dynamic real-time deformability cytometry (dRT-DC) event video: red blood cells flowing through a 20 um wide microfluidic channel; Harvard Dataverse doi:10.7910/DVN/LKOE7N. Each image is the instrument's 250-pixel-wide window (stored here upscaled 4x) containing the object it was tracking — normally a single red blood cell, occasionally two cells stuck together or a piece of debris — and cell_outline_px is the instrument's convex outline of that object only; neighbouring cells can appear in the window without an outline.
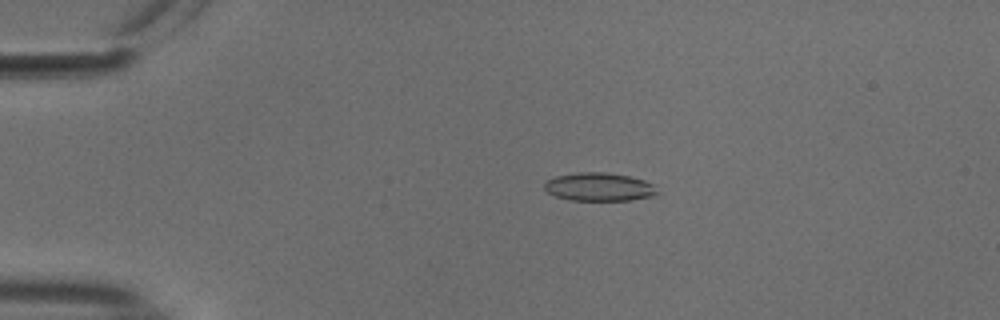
{"species": "common noctule bat (a hibernating species)", "species_latin": "Nyctalus noctula", "temperature_condition": "cold", "stored_images_in_passage": 51, "camera_frame_rate_fps": 3000, "um_per_image_px": 0.085, "animal": {"sex": "male", "body_mass_g": 18.8}, "frame": {"image": 1, "passage_image": 8, "time_ms": 2.333, "image_size_px": [1000, 320], "cell_outline_px": [[656, 192], [652, 196], [632, 200], [568, 200], [556, 196], [548, 192], [544, 188], [544, 184], [548, 180], [556, 176], [580, 172], [604, 172], [628, 176], [644, 180], [652, 184]], "centroid_in_image_um": [50.89, 15.89], "position_along_channel_um": 34.1, "area_um2": 18.32}}
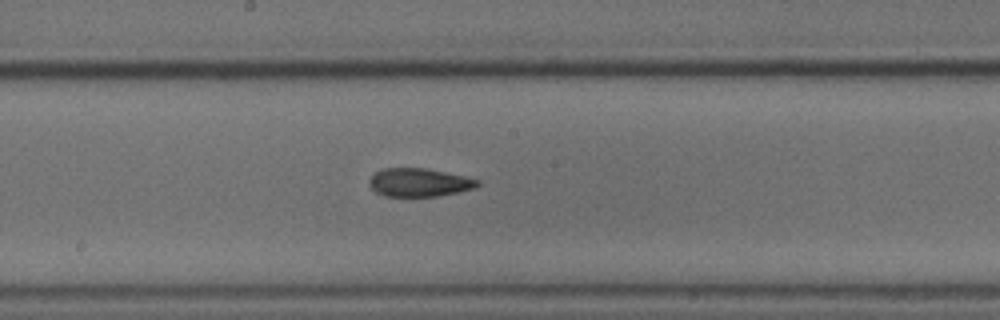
{"frame": {"image": 2, "passage_image": 26, "time_ms": 8.333, "image_size_px": [1000, 320], "cell_outline_px": [[480, 184], [476, 188], [436, 196], [384, 196], [376, 192], [368, 184], [368, 180], [376, 172], [384, 168], [428, 168], [464, 176], [480, 180]], "centroid_in_image_um": [35.63, 15.5], "position_along_channel_um": 212.6, "area_um2": 17.86}}
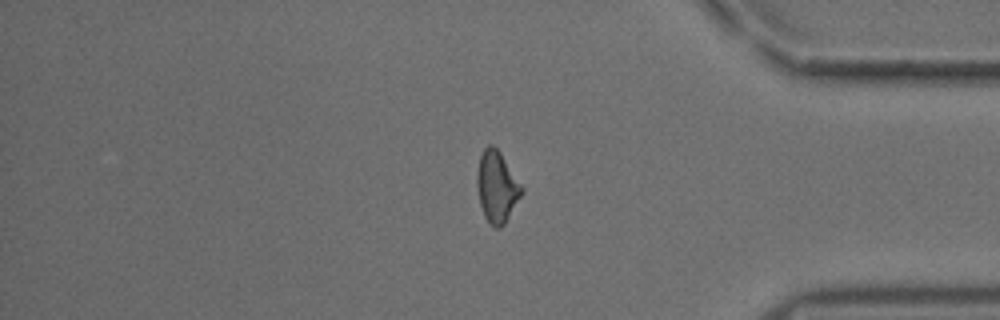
{"frame": {"image": 3, "passage_image": 42, "time_ms": 13.667, "image_size_px": [1000, 320], "cell_outline_px": [[524, 192], [504, 224], [500, 228], [496, 228], [488, 224], [484, 216], [480, 204], [476, 184], [476, 172], [480, 156], [484, 148], [488, 144], [492, 144], [500, 152], [524, 188]], "centroid_in_image_um": [42.22, 15.89], "position_along_channel_um": 393.0, "area_um2": 18.73}, "authors_computed_cell_mechanics": {"area_um2": 18.3226, "velocity_mm_per_s": 3.7558, "shape_relaxation_time_tau1_ms": null, "shape_relaxation_time_tau2_ms": 2.6497, "deformation_change_tau1": null, "deformation_change_tau2": 0.0947}}